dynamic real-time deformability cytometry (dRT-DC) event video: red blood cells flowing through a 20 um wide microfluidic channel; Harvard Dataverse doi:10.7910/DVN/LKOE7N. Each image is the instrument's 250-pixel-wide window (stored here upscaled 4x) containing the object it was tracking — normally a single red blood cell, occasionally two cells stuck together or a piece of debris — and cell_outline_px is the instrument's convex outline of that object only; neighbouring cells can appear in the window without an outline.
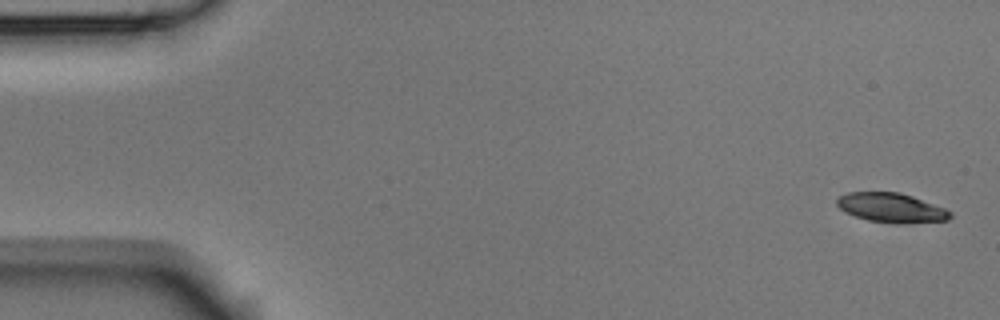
{"species": "Egyptian fruit bat (a non-hibernating species)", "species_latin": "Rousettus aegyptiacus", "temperature_condition": "room temperature", "stored_images_in_passage": 5, "camera_frame_rate_fps": 3000, "um_per_image_px": 0.085, "animal": {"sex": "male"}, "frame": {"image": 1, "passage_image": 1, "time_ms": 0.0, "image_size_px": [1000, 320], "cell_outline_px": [[952, 216], [948, 220], [896, 224], [868, 220], [856, 216], [840, 208], [836, 204], [836, 200], [840, 196], [848, 192], [900, 192], [912, 196], [944, 208], [952, 212]], "centroid_in_image_um": [75.78, 17.66], "position_along_channel_um": 9.2, "area_um2": 19.25}}
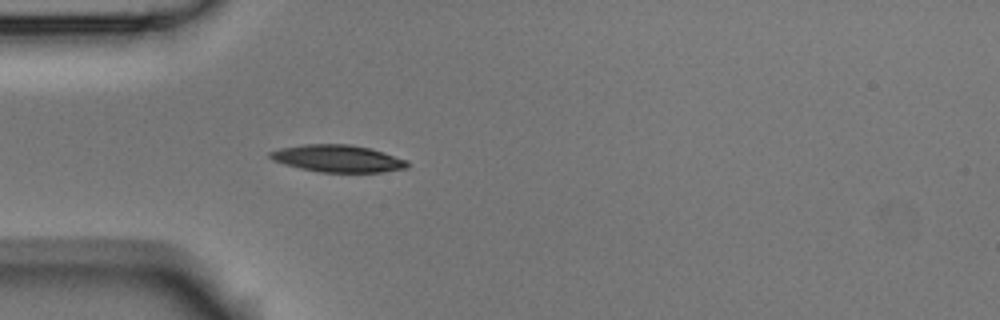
{"frame": {"image": 2, "passage_image": 5, "time_ms": 1.333, "image_size_px": [1000, 320], "cell_outline_px": [[408, 168], [380, 172], [320, 172], [300, 168], [284, 164], [272, 160], [268, 156], [268, 152], [280, 148], [304, 144], [348, 144], [372, 148], [408, 160]], "centroid_in_image_um": [28.71, 13.47], "position_along_channel_um": 56.3, "area_um2": 21.85}}